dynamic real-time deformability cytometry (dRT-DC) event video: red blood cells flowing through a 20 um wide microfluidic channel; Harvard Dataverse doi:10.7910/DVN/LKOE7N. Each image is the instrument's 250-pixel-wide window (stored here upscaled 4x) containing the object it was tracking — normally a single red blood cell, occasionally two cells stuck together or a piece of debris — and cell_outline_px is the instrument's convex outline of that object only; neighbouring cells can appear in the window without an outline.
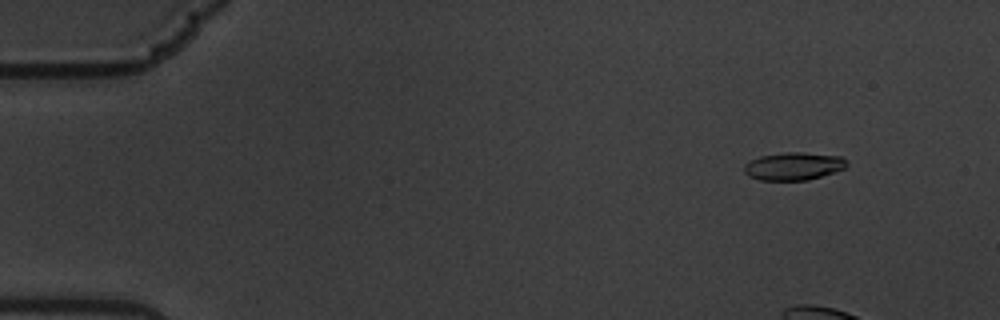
{"species": "common noctule bat (a hibernating species)", "species_latin": "Nyctalus noctula", "temperature_condition": "warm", "stored_images_in_passage": 14, "camera_frame_rate_fps": 3000, "um_per_image_px": 0.085, "animal": {"sex": "male", "body_mass_g": 19.5, "forearm_length_mm": 54.6}, "frame": {"image": 1, "passage_image": 7, "time_ms": 2.0, "image_size_px": [1000, 320], "cell_outline_px": [[848, 164], [844, 168], [808, 180], [760, 180], [748, 176], [744, 172], [744, 164], [760, 156], [784, 152], [804, 152], [840, 156], [848, 160]], "centroid_in_image_um": [67.45, 14.12], "position_along_channel_um": 17.6, "area_um2": 16.59}}